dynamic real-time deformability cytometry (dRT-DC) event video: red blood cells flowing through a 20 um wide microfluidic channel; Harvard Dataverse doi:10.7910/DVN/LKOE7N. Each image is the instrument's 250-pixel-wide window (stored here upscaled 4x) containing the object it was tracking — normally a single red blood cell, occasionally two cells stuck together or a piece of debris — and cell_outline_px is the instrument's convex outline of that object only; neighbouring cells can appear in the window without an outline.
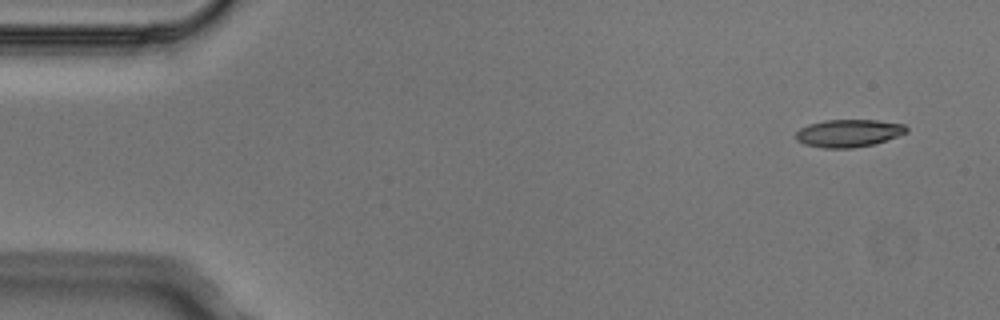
{"species": "Egyptian fruit bat (a non-hibernating species)", "species_latin": "Rousettus aegyptiacus", "temperature_condition": "cold", "stored_images_in_passage": 5, "camera_frame_rate_fps": 3000, "um_per_image_px": 0.085, "animal": {"sex": "male"}, "frame": {"image": 1, "passage_image": 1, "time_ms": 0.0, "image_size_px": [1000, 320], "cell_outline_px": [[908, 132], [876, 144], [852, 148], [824, 148], [804, 144], [796, 140], [796, 132], [800, 128], [808, 124], [824, 120], [876, 120], [904, 124], [908, 128]], "centroid_in_image_um": [72.13, 11.32], "position_along_channel_um": 12.9, "area_um2": 17.92}}
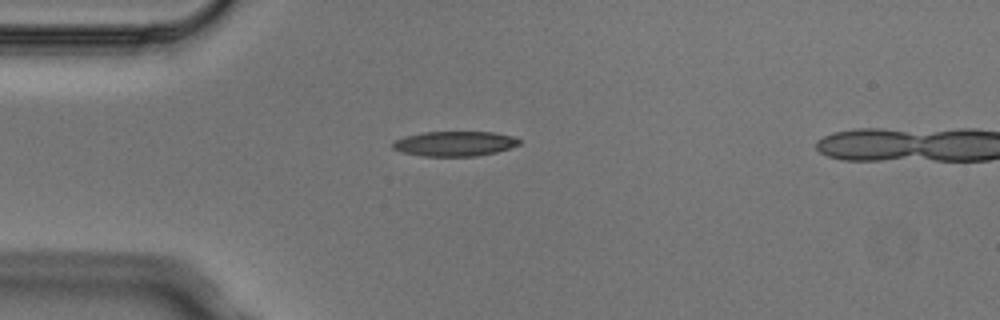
{"frame": {"image": 2, "passage_image": 4, "time_ms": 1.0, "image_size_px": [1000, 320], "cell_outline_px": [[520, 144], [496, 152], [476, 156], [424, 156], [400, 152], [392, 148], [392, 140], [404, 136], [424, 132], [496, 132], [512, 136], [520, 140]], "centroid_in_image_um": [38.59, 12.21], "position_along_channel_um": 46.4, "area_um2": 18.44}}